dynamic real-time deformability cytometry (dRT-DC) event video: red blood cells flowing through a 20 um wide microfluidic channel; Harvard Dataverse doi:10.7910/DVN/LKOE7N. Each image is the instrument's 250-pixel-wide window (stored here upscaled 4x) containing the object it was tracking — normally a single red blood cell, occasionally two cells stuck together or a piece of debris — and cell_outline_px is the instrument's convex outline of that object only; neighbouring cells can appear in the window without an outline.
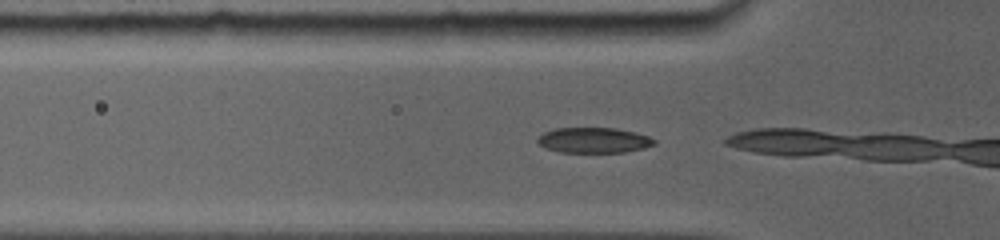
{"species": "common noctule bat (a hibernating species)", "species_latin": "Nyctalus noctula", "temperature_condition": "room temperature", "stored_images_in_passage": 3, "camera_frame_rate_fps": 5000, "um_per_image_px": 0.085, "animal": {"sex": "female", "body_mass_g": 19.0, "forearm_length_mm": 56.7}, "frame": {"image": 1, "passage_image": 2, "time_ms": 0.2, "image_size_px": [1000, 240], "cell_outline_px": [[656, 144], [644, 148], [624, 152], [560, 152], [544, 148], [536, 140], [544, 132], [556, 128], [616, 128], [648, 136], [656, 140]], "centroid_in_image_um": [50.46, 11.92], "position_along_channel_um": 75.3, "area_um2": 17.17}}